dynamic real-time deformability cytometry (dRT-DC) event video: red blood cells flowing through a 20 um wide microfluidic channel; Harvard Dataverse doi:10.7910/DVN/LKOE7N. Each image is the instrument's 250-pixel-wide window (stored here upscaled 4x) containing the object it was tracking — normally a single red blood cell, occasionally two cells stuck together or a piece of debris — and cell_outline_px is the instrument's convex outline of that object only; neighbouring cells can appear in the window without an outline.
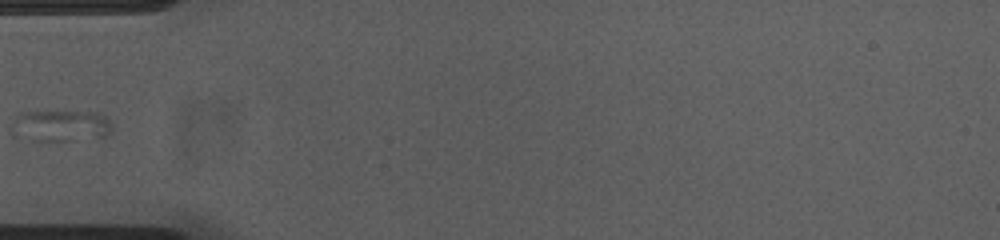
{"species": "common noctule bat (a hibernating species)", "species_latin": "Nyctalus noctula", "temperature_condition": "cold", "stored_images_in_passage": 36, "camera_frame_rate_fps": 3000, "um_per_image_px": 0.085, "animal": {"sex": "female", "body_mass_g": 23.0, "forearm_length_mm": 53.4}, "frame": {"image": 1, "passage_image": 1, "time_ms": 0.0, "image_size_px": [1000, 240], "cell_outline_px": [[112, 128], [108, 136], [68, 140], [32, 140], [16, 120], [16, 116], [20, 112], [96, 112], [108, 116], [112, 120]], "centroid_in_image_um": [5.48, 10.64], "position_along_channel_um": 79.5, "area_um2": 17.05}}
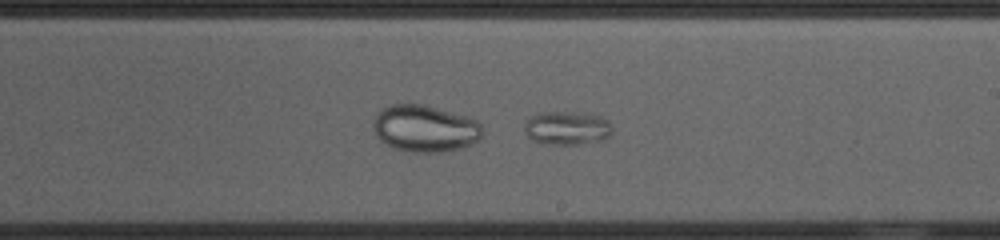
{"frame": {"image": 2, "passage_image": 14, "time_ms": 4.333, "image_size_px": [1000, 240], "cell_outline_px": [[612, 132], [608, 136], [596, 140], [576, 144], [552, 144], [532, 140], [524, 132], [524, 124], [532, 116], [552, 112], [560, 112], [600, 116], [608, 120], [612, 124]], "centroid_in_image_um": [48.19, 10.89], "position_along_channel_um": 240.8, "area_um2": 16.53}}
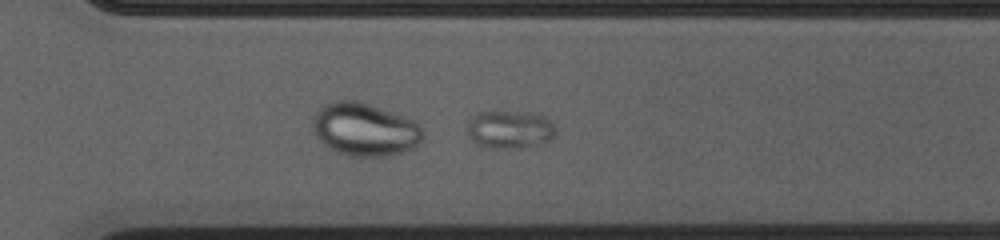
{"frame": {"image": 3, "passage_image": 21, "time_ms": 6.667, "image_size_px": [1000, 240], "cell_outline_px": [[556, 136], [552, 140], [536, 144], [516, 148], [484, 148], [476, 144], [468, 136], [468, 120], [476, 112], [540, 112], [556, 128]], "centroid_in_image_um": [43.33, 11.0], "position_along_channel_um": 327.3, "area_um2": 19.88}}